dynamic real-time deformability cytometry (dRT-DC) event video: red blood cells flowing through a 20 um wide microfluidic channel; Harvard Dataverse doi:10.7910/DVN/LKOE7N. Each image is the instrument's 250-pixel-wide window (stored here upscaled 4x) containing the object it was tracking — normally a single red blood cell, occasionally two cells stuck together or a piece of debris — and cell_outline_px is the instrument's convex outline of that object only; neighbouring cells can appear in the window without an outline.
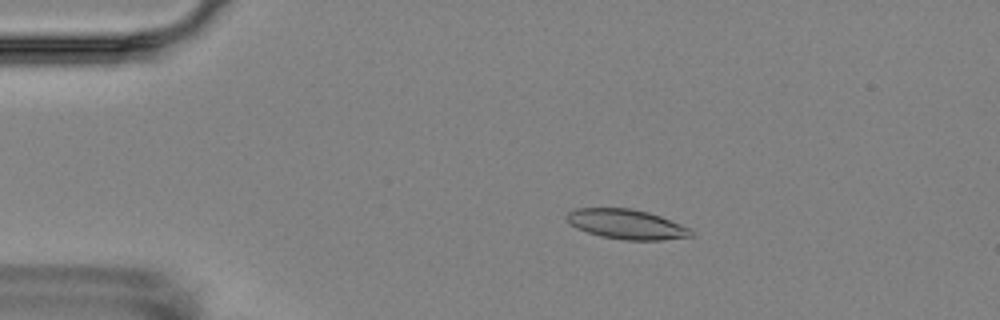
{"species": "Egyptian fruit bat (a non-hibernating species)", "species_latin": "Rousettus aegyptiacus", "temperature_condition": "room temperature", "stored_images_in_passage": 10, "camera_frame_rate_fps": 3000, "um_per_image_px": 0.085, "animal": {"sex": "female"}, "frame": {"image": 1, "passage_image": 4, "time_ms": 3.333, "image_size_px": [1000, 320], "cell_outline_px": [[692, 236], [664, 240], [624, 240], [600, 236], [576, 228], [564, 216], [568, 212], [576, 208], [628, 208], [648, 212], [660, 216], [680, 224], [688, 228], [692, 232]], "centroid_in_image_um": [53.23, 19.06], "position_along_channel_um": 31.8, "area_um2": 21.39}}
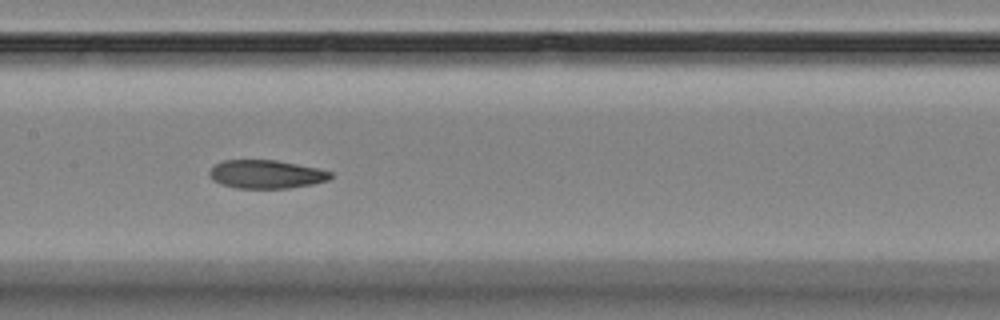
{"frame": {"image": 2, "passage_image": 9, "time_ms": 9.0, "image_size_px": [1000, 320], "cell_outline_px": [[332, 176], [328, 180], [312, 184], [288, 188], [236, 188], [220, 184], [212, 180], [208, 176], [208, 172], [216, 164], [224, 160], [276, 160], [320, 168], [332, 172]], "centroid_in_image_um": [22.62, 14.81], "position_along_channel_um": 184.8, "area_um2": 20.17}}
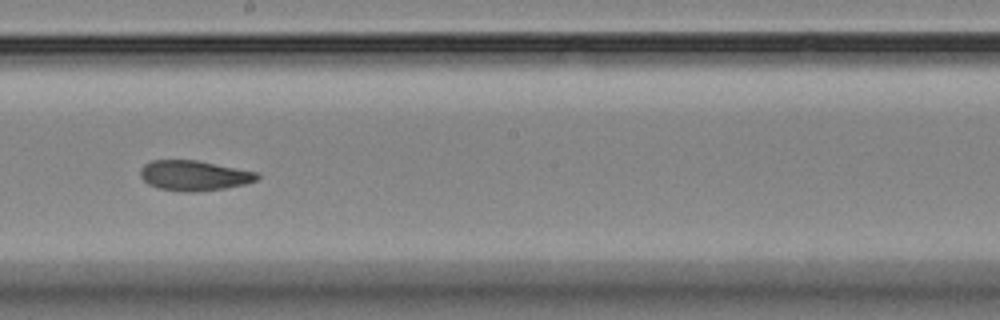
{"frame": {"image": 3, "passage_image": 10, "time_ms": 10.333, "image_size_px": [1000, 320], "cell_outline_px": [[260, 176], [256, 180], [244, 184], [224, 188], [200, 192], [184, 192], [156, 188], [148, 184], [140, 176], [140, 168], [144, 164], [152, 160], [196, 160], [256, 172]], "centroid_in_image_um": [16.44, 14.93], "position_along_channel_um": 231.8, "area_um2": 20.52}}